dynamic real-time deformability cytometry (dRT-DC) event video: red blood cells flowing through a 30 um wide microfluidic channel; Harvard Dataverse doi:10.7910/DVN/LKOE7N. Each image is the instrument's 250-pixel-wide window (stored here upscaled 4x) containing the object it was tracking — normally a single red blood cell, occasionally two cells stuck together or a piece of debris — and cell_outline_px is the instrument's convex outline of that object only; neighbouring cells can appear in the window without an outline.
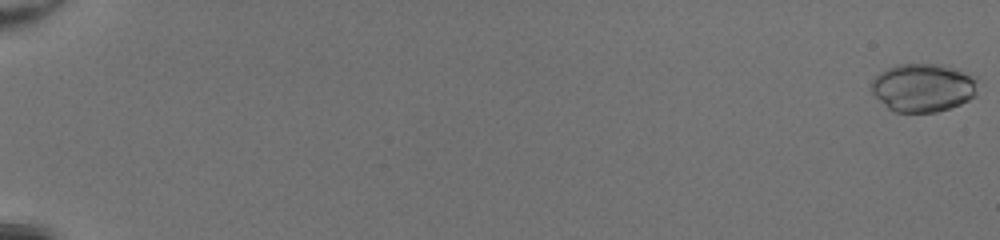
{"species": "common noctule bat (a hibernating species)", "species_latin": "Nyctalus noctula", "temperature_condition": "room temperature", "stored_images_in_passage": 52, "camera_frame_rate_fps": 3000, "um_per_image_px": 0.085, "animal": {"sex": "female", "body_mass_g": 20.0, "forearm_length_mm": 54.0}, "frame": {"image": 1, "passage_image": 1, "time_ms": 0.0, "image_size_px": [1000, 240], "cell_outline_px": [[976, 96], [960, 104], [936, 112], [896, 112], [888, 108], [872, 92], [872, 80], [880, 72], [896, 64], [940, 64], [976, 76]], "centroid_in_image_um": [78.47, 7.44], "position_along_channel_um": 6.5, "area_um2": 29.77}}
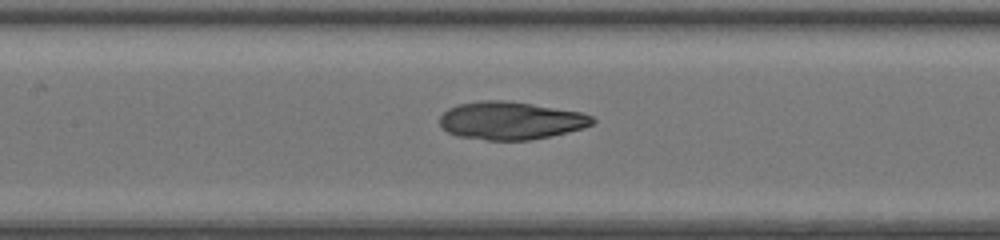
{"frame": {"image": 2, "passage_image": 28, "time_ms": 9.0, "image_size_px": [1000, 240], "cell_outline_px": [[596, 120], [592, 124], [584, 128], [568, 132], [528, 140], [488, 140], [456, 136], [448, 132], [440, 124], [440, 116], [448, 108], [456, 104], [480, 100], [504, 100], [532, 104], [580, 112], [592, 116]], "centroid_in_image_um": [43.38, 10.24], "position_along_channel_um": 164.0, "area_um2": 33.64}}
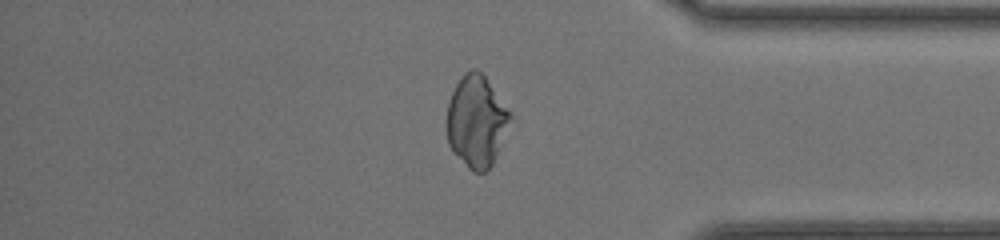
{"frame": {"image": 3, "passage_image": 45, "time_ms": 14.667, "image_size_px": [1000, 240], "cell_outline_px": [[512, 116], [492, 164], [484, 172], [472, 172], [452, 152], [448, 144], [448, 104], [452, 92], [460, 76], [464, 72], [472, 68], [476, 68], [484, 76], [512, 112]], "centroid_in_image_um": [40.49, 10.29], "position_along_channel_um": 394.7, "area_um2": 33.52}}